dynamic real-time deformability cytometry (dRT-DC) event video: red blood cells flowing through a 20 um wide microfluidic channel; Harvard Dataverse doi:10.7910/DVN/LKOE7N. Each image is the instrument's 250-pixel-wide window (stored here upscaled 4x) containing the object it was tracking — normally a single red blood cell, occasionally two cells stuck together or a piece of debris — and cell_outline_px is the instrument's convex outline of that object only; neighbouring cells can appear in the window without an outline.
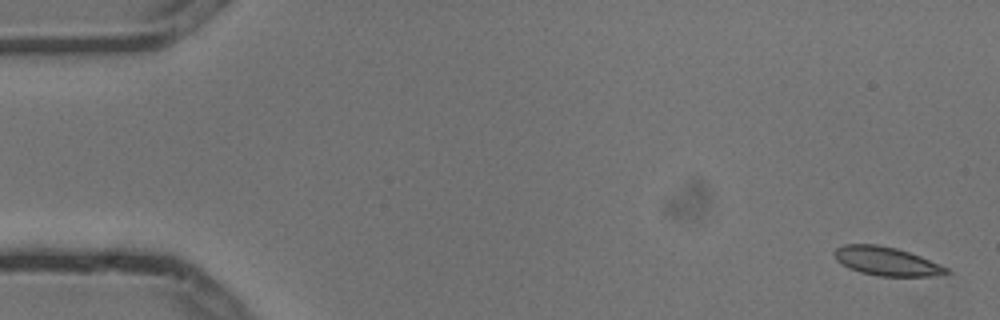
{"species": "common noctule bat (a hibernating species)", "species_latin": "Nyctalus noctula", "temperature_condition": "cold", "stored_images_in_passage": 5, "camera_frame_rate_fps": 3000, "um_per_image_px": 0.085, "animal": {"sex": "male", "body_mass_g": 13.3}, "frame": {"image": 1, "passage_image": 1, "time_ms": 0.0, "image_size_px": [1000, 320], "cell_outline_px": [[952, 272], [932, 276], [880, 276], [860, 272], [848, 268], [840, 264], [836, 260], [832, 252], [836, 248], [844, 244], [876, 244], [896, 248], [920, 256], [948, 268]], "centroid_in_image_um": [75.3, 22.2], "position_along_channel_um": 9.7, "area_um2": 18.73}}
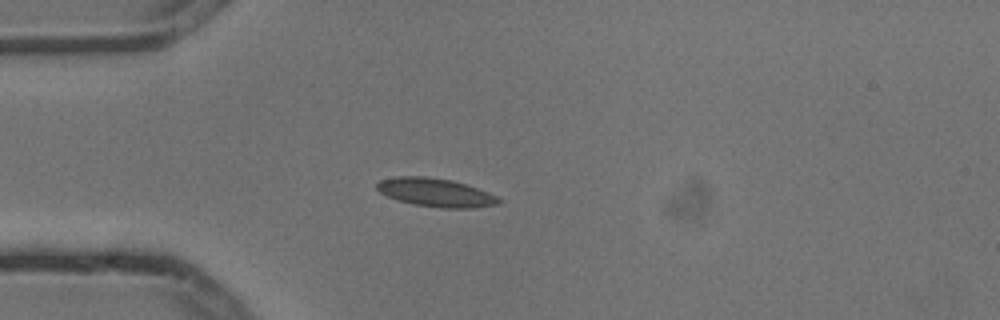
{"frame": {"image": 2, "passage_image": 5, "time_ms": 1.333, "image_size_px": [1000, 320], "cell_outline_px": [[504, 200], [500, 204], [472, 208], [440, 208], [412, 204], [388, 196], [380, 192], [376, 188], [376, 184], [380, 180], [396, 176], [424, 176], [452, 180], [488, 192]], "centroid_in_image_um": [37.05, 16.37], "position_along_channel_um": 48.0, "area_um2": 20.17}}